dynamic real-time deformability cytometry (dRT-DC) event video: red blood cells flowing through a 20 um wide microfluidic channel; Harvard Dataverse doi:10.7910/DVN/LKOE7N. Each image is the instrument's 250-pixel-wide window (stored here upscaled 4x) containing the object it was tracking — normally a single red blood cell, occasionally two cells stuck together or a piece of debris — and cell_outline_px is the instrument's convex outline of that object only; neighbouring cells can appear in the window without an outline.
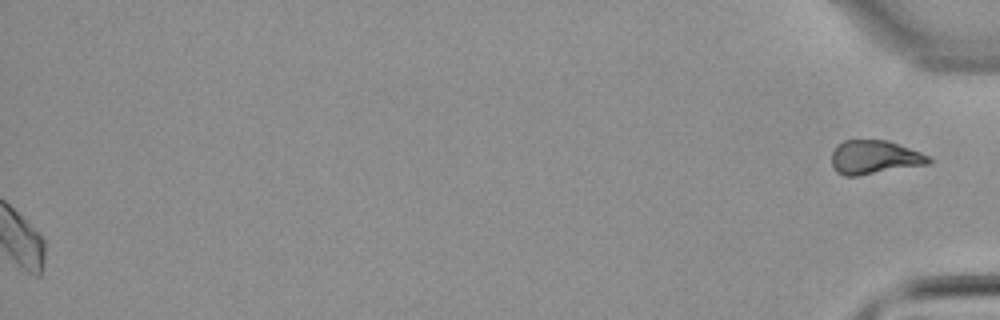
{"species": "common noctule bat (a hibernating species)", "species_latin": "Nyctalus noctula", "temperature_condition": "warm", "stored_images_in_passage": 45, "segment_of_instrument_passage": [2, 2], "camera_frame_rate_fps": 3000, "um_per_image_px": 0.085, "animal": {"sex": "male", "body_mass_g": 21.5, "forearm_length_mm": 52.0}, "frame": {"image": 1, "passage_image": 45, "time_ms": 14.667, "image_size_px": [1000, 320], "cell_outline_px": [[932, 164], [856, 176], [844, 176], [836, 172], [832, 164], [832, 152], [836, 144], [844, 140], [884, 140], [920, 152], [928, 156], [932, 160]], "centroid_in_image_um": [74.31, 13.38], "position_along_channel_um": 360.9, "area_um2": 19.13}}